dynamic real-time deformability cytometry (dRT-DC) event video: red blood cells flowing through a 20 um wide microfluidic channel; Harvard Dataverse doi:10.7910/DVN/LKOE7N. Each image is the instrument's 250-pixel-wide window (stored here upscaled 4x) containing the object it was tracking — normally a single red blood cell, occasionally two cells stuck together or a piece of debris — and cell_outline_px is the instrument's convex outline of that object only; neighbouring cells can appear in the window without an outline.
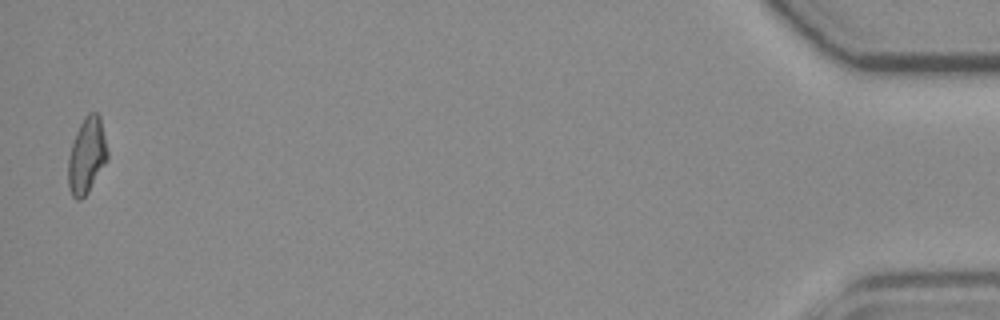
{"species": "common noctule bat (a hibernating species)", "species_latin": "Nyctalus noctula", "temperature_condition": "room temperature", "stored_images_in_passage": 17, "camera_frame_rate_fps": 3000, "um_per_image_px": 0.085, "animal": {"sex": "female", "body_mass_g": 19.3, "forearm_length_mm": 54.1}, "frame": {"image": 1, "passage_image": 17, "time_ms": 5.333, "image_size_px": [1000, 320], "cell_outline_px": [[108, 156], [104, 164], [88, 192], [80, 200], [76, 200], [72, 196], [68, 184], [68, 156], [76, 132], [84, 116], [88, 112], [96, 112], [100, 116], [108, 152]], "centroid_in_image_um": [7.36, 13.21], "position_along_channel_um": 427.8, "area_um2": 17.22}}